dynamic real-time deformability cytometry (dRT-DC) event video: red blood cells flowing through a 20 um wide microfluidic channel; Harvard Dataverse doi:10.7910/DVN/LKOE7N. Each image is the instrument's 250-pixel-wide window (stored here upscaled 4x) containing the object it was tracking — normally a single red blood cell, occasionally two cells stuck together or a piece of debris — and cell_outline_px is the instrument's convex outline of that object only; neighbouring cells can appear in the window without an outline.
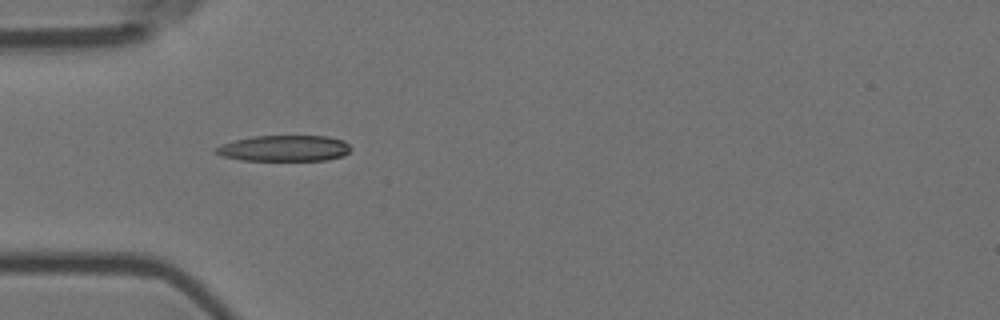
{"species": "Egyptian fruit bat (a non-hibernating species)", "species_latin": "Rousettus aegyptiacus", "temperature_condition": "room temperature", "stored_images_in_passage": 6, "camera_frame_rate_fps": 3000, "um_per_image_px": 0.085, "animal": {"sex": "female"}, "frame": {"image": 1, "passage_image": 5, "time_ms": 1.333, "image_size_px": [1000, 320], "cell_outline_px": [[352, 148], [344, 156], [328, 160], [240, 160], [224, 156], [216, 152], [212, 148], [220, 144], [252, 136], [328, 136], [344, 140]], "centroid_in_image_um": [24.18, 12.6], "position_along_channel_um": 60.8, "area_um2": 20.52}}
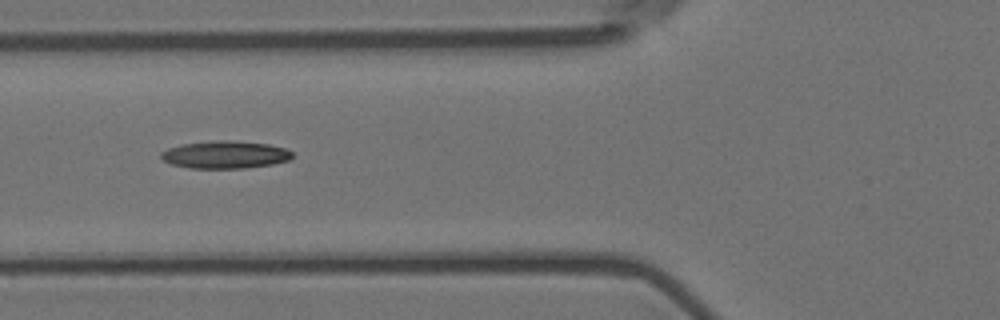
{"frame": {"image": 2, "passage_image": 6, "time_ms": 1.667, "image_size_px": [1000, 320], "cell_outline_px": [[292, 156], [288, 160], [272, 164], [244, 168], [188, 168], [172, 164], [164, 160], [160, 156], [160, 152], [168, 148], [180, 144], [216, 140], [228, 140], [268, 144], [284, 148], [292, 152]], "centroid_in_image_um": [19.1, 13.14], "position_along_channel_um": 106.7, "area_um2": 20.98}}